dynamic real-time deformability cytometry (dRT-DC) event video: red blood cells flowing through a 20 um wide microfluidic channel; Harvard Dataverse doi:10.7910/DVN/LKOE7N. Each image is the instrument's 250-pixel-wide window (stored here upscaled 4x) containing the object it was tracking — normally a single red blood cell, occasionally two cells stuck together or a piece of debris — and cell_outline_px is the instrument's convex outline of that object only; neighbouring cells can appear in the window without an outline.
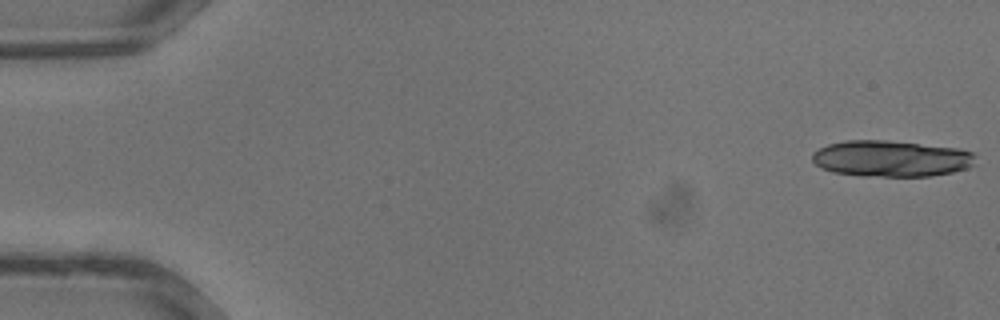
{"species": "common noctule bat (a hibernating species)", "species_latin": "Nyctalus noctula", "temperature_condition": "warm", "stored_images_in_passage": 36, "segment_of_instrument_passage": [1, 2], "camera_frame_rate_fps": 3000, "um_per_image_px": 0.085, "animal": {"sex": "male", "body_mass_g": 13.3}, "frame": {"image": 1, "passage_image": 1, "time_ms": 0.0, "image_size_px": [1000, 320], "cell_outline_px": [[976, 156], [972, 164], [968, 168], [952, 172], [928, 176], [864, 176], [832, 172], [816, 164], [812, 160], [812, 152], [828, 144], [844, 140], [888, 140], [960, 148], [972, 152]], "centroid_in_image_um": [75.75, 13.47], "position_along_channel_um": 9.3, "area_um2": 34.56}}